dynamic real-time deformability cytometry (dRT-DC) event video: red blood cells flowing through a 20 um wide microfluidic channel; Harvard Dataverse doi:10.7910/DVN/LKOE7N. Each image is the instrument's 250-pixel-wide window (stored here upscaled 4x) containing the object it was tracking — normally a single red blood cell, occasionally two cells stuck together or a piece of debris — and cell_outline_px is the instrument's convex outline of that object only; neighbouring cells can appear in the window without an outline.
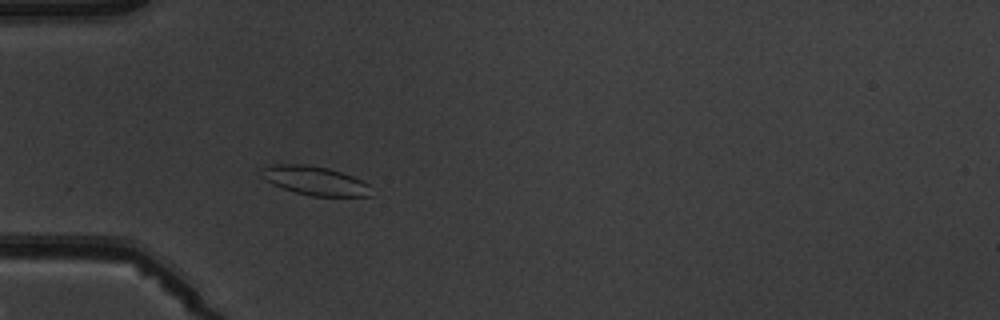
{"species": "common noctule bat (a hibernating species)", "species_latin": "Nyctalus noctula", "temperature_condition": "warm", "stored_images_in_passage": 2, "camera_frame_rate_fps": 3000, "um_per_image_px": 0.085, "animal": {"sex": "male", "body_mass_g": 19.5, "forearm_length_mm": 54.6}, "frame": {"image": 1, "passage_image": 2, "time_ms": 2.333, "image_size_px": [1000, 320], "cell_outline_px": [[372, 196], [312, 196], [296, 192], [272, 184], [260, 176], [264, 168], [272, 164], [308, 164], [328, 168], [352, 176], [368, 184]], "centroid_in_image_um": [26.76, 15.35], "position_along_channel_um": 58.2, "area_um2": 18.26}}